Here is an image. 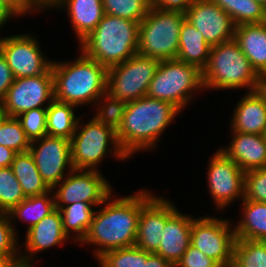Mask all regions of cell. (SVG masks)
Returning <instances> with one entry per match:
<instances>
[{
	"label": "cell",
	"mask_w": 266,
	"mask_h": 267,
	"mask_svg": "<svg viewBox=\"0 0 266 267\" xmlns=\"http://www.w3.org/2000/svg\"><path fill=\"white\" fill-rule=\"evenodd\" d=\"M133 194L122 198L111 194L101 204L104 207L94 211L88 232L79 244L96 245V259L107 251L135 245L141 207L153 194L145 189Z\"/></svg>",
	"instance_id": "1"
},
{
	"label": "cell",
	"mask_w": 266,
	"mask_h": 267,
	"mask_svg": "<svg viewBox=\"0 0 266 267\" xmlns=\"http://www.w3.org/2000/svg\"><path fill=\"white\" fill-rule=\"evenodd\" d=\"M180 112L175 105L147 95L127 102L116 130L120 148L128 158L142 150L154 149L161 134Z\"/></svg>",
	"instance_id": "2"
},
{
	"label": "cell",
	"mask_w": 266,
	"mask_h": 267,
	"mask_svg": "<svg viewBox=\"0 0 266 267\" xmlns=\"http://www.w3.org/2000/svg\"><path fill=\"white\" fill-rule=\"evenodd\" d=\"M78 59L52 62L54 98L76 107L96 104L107 91L108 68L80 51Z\"/></svg>",
	"instance_id": "3"
},
{
	"label": "cell",
	"mask_w": 266,
	"mask_h": 267,
	"mask_svg": "<svg viewBox=\"0 0 266 267\" xmlns=\"http://www.w3.org/2000/svg\"><path fill=\"white\" fill-rule=\"evenodd\" d=\"M139 22L105 14L80 51L109 68L138 53Z\"/></svg>",
	"instance_id": "4"
},
{
	"label": "cell",
	"mask_w": 266,
	"mask_h": 267,
	"mask_svg": "<svg viewBox=\"0 0 266 267\" xmlns=\"http://www.w3.org/2000/svg\"><path fill=\"white\" fill-rule=\"evenodd\" d=\"M259 77L234 39L212 46L202 70L205 91L242 87H246V91L257 90Z\"/></svg>",
	"instance_id": "5"
},
{
	"label": "cell",
	"mask_w": 266,
	"mask_h": 267,
	"mask_svg": "<svg viewBox=\"0 0 266 267\" xmlns=\"http://www.w3.org/2000/svg\"><path fill=\"white\" fill-rule=\"evenodd\" d=\"M185 19L184 12L150 7L140 21L138 53L159 61L177 59L179 33Z\"/></svg>",
	"instance_id": "6"
},
{
	"label": "cell",
	"mask_w": 266,
	"mask_h": 267,
	"mask_svg": "<svg viewBox=\"0 0 266 267\" xmlns=\"http://www.w3.org/2000/svg\"><path fill=\"white\" fill-rule=\"evenodd\" d=\"M80 122L79 118L71 139V163L74 169L98 170L107 153H111L118 161L128 159L120 148L113 128L95 117L86 123Z\"/></svg>",
	"instance_id": "7"
},
{
	"label": "cell",
	"mask_w": 266,
	"mask_h": 267,
	"mask_svg": "<svg viewBox=\"0 0 266 267\" xmlns=\"http://www.w3.org/2000/svg\"><path fill=\"white\" fill-rule=\"evenodd\" d=\"M199 90H205L202 71L178 59H169L159 62L147 96L169 102L182 111Z\"/></svg>",
	"instance_id": "8"
},
{
	"label": "cell",
	"mask_w": 266,
	"mask_h": 267,
	"mask_svg": "<svg viewBox=\"0 0 266 267\" xmlns=\"http://www.w3.org/2000/svg\"><path fill=\"white\" fill-rule=\"evenodd\" d=\"M159 62L136 53L125 62L109 67L106 92L125 102L146 96Z\"/></svg>",
	"instance_id": "9"
},
{
	"label": "cell",
	"mask_w": 266,
	"mask_h": 267,
	"mask_svg": "<svg viewBox=\"0 0 266 267\" xmlns=\"http://www.w3.org/2000/svg\"><path fill=\"white\" fill-rule=\"evenodd\" d=\"M103 177L100 170L72 169L52 190L56 208L84 202L101 207V204L111 195L112 186ZM56 189V191H54Z\"/></svg>",
	"instance_id": "10"
},
{
	"label": "cell",
	"mask_w": 266,
	"mask_h": 267,
	"mask_svg": "<svg viewBox=\"0 0 266 267\" xmlns=\"http://www.w3.org/2000/svg\"><path fill=\"white\" fill-rule=\"evenodd\" d=\"M228 219L212 216L194 218L191 225L190 244L215 260L221 267H231L235 231Z\"/></svg>",
	"instance_id": "11"
},
{
	"label": "cell",
	"mask_w": 266,
	"mask_h": 267,
	"mask_svg": "<svg viewBox=\"0 0 266 267\" xmlns=\"http://www.w3.org/2000/svg\"><path fill=\"white\" fill-rule=\"evenodd\" d=\"M211 158L207 167L208 190L215 210L222 211L236 199H244L245 172L219 149Z\"/></svg>",
	"instance_id": "12"
},
{
	"label": "cell",
	"mask_w": 266,
	"mask_h": 267,
	"mask_svg": "<svg viewBox=\"0 0 266 267\" xmlns=\"http://www.w3.org/2000/svg\"><path fill=\"white\" fill-rule=\"evenodd\" d=\"M54 99V78L50 68L45 74L15 78L2 103L9 117H17L34 108H47Z\"/></svg>",
	"instance_id": "13"
},
{
	"label": "cell",
	"mask_w": 266,
	"mask_h": 267,
	"mask_svg": "<svg viewBox=\"0 0 266 267\" xmlns=\"http://www.w3.org/2000/svg\"><path fill=\"white\" fill-rule=\"evenodd\" d=\"M34 35L17 34L0 37V52L6 58L15 78L45 74L53 60L45 58Z\"/></svg>",
	"instance_id": "14"
},
{
	"label": "cell",
	"mask_w": 266,
	"mask_h": 267,
	"mask_svg": "<svg viewBox=\"0 0 266 267\" xmlns=\"http://www.w3.org/2000/svg\"><path fill=\"white\" fill-rule=\"evenodd\" d=\"M29 152L34 158L42 180L50 189L59 184L73 169L71 140L67 138L45 135L31 141Z\"/></svg>",
	"instance_id": "15"
},
{
	"label": "cell",
	"mask_w": 266,
	"mask_h": 267,
	"mask_svg": "<svg viewBox=\"0 0 266 267\" xmlns=\"http://www.w3.org/2000/svg\"><path fill=\"white\" fill-rule=\"evenodd\" d=\"M188 20L200 30L210 47L234 39L235 24L212 0H197L185 12Z\"/></svg>",
	"instance_id": "16"
},
{
	"label": "cell",
	"mask_w": 266,
	"mask_h": 267,
	"mask_svg": "<svg viewBox=\"0 0 266 267\" xmlns=\"http://www.w3.org/2000/svg\"><path fill=\"white\" fill-rule=\"evenodd\" d=\"M169 199L152 195L141 207L135 245L155 253L161 243L166 220L177 210Z\"/></svg>",
	"instance_id": "17"
},
{
	"label": "cell",
	"mask_w": 266,
	"mask_h": 267,
	"mask_svg": "<svg viewBox=\"0 0 266 267\" xmlns=\"http://www.w3.org/2000/svg\"><path fill=\"white\" fill-rule=\"evenodd\" d=\"M69 239L64 232L60 211L56 208L52 213L42 218L37 224L26 230L25 254L20 253V259L33 263L35 254L54 246H62ZM27 253V254H26Z\"/></svg>",
	"instance_id": "18"
},
{
	"label": "cell",
	"mask_w": 266,
	"mask_h": 267,
	"mask_svg": "<svg viewBox=\"0 0 266 267\" xmlns=\"http://www.w3.org/2000/svg\"><path fill=\"white\" fill-rule=\"evenodd\" d=\"M232 140L221 150L244 172L266 167V136L232 132Z\"/></svg>",
	"instance_id": "19"
},
{
	"label": "cell",
	"mask_w": 266,
	"mask_h": 267,
	"mask_svg": "<svg viewBox=\"0 0 266 267\" xmlns=\"http://www.w3.org/2000/svg\"><path fill=\"white\" fill-rule=\"evenodd\" d=\"M53 7L67 9L78 43L96 28L105 15L102 0H45V8Z\"/></svg>",
	"instance_id": "20"
},
{
	"label": "cell",
	"mask_w": 266,
	"mask_h": 267,
	"mask_svg": "<svg viewBox=\"0 0 266 267\" xmlns=\"http://www.w3.org/2000/svg\"><path fill=\"white\" fill-rule=\"evenodd\" d=\"M193 219V216L182 214L177 209L165 222L161 243L155 254L175 267L190 246Z\"/></svg>",
	"instance_id": "21"
},
{
	"label": "cell",
	"mask_w": 266,
	"mask_h": 267,
	"mask_svg": "<svg viewBox=\"0 0 266 267\" xmlns=\"http://www.w3.org/2000/svg\"><path fill=\"white\" fill-rule=\"evenodd\" d=\"M230 132L266 134V100L258 91H248L234 108Z\"/></svg>",
	"instance_id": "22"
},
{
	"label": "cell",
	"mask_w": 266,
	"mask_h": 267,
	"mask_svg": "<svg viewBox=\"0 0 266 267\" xmlns=\"http://www.w3.org/2000/svg\"><path fill=\"white\" fill-rule=\"evenodd\" d=\"M234 40L256 73L266 74V21L236 26Z\"/></svg>",
	"instance_id": "23"
},
{
	"label": "cell",
	"mask_w": 266,
	"mask_h": 267,
	"mask_svg": "<svg viewBox=\"0 0 266 267\" xmlns=\"http://www.w3.org/2000/svg\"><path fill=\"white\" fill-rule=\"evenodd\" d=\"M210 49L200 30L185 19L179 33L177 59L202 71L207 65Z\"/></svg>",
	"instance_id": "24"
},
{
	"label": "cell",
	"mask_w": 266,
	"mask_h": 267,
	"mask_svg": "<svg viewBox=\"0 0 266 267\" xmlns=\"http://www.w3.org/2000/svg\"><path fill=\"white\" fill-rule=\"evenodd\" d=\"M241 219L233 226L236 239L266 241V203L242 200Z\"/></svg>",
	"instance_id": "25"
},
{
	"label": "cell",
	"mask_w": 266,
	"mask_h": 267,
	"mask_svg": "<svg viewBox=\"0 0 266 267\" xmlns=\"http://www.w3.org/2000/svg\"><path fill=\"white\" fill-rule=\"evenodd\" d=\"M11 168L25 197L43 195L51 190L42 180L34 158L29 151L17 153Z\"/></svg>",
	"instance_id": "26"
},
{
	"label": "cell",
	"mask_w": 266,
	"mask_h": 267,
	"mask_svg": "<svg viewBox=\"0 0 266 267\" xmlns=\"http://www.w3.org/2000/svg\"><path fill=\"white\" fill-rule=\"evenodd\" d=\"M56 209L53 190L43 195L26 197L18 205L14 206L6 213L11 220H22L27 222V229L37 224L42 218L52 213Z\"/></svg>",
	"instance_id": "27"
},
{
	"label": "cell",
	"mask_w": 266,
	"mask_h": 267,
	"mask_svg": "<svg viewBox=\"0 0 266 267\" xmlns=\"http://www.w3.org/2000/svg\"><path fill=\"white\" fill-rule=\"evenodd\" d=\"M74 108L78 107L54 99L47 107V135L71 140L80 118Z\"/></svg>",
	"instance_id": "28"
},
{
	"label": "cell",
	"mask_w": 266,
	"mask_h": 267,
	"mask_svg": "<svg viewBox=\"0 0 266 267\" xmlns=\"http://www.w3.org/2000/svg\"><path fill=\"white\" fill-rule=\"evenodd\" d=\"M92 207L94 206L89 203L76 202L59 209L64 232L69 238L72 236L70 234L74 232L73 234L76 236L72 238L75 243H80L88 232L94 214Z\"/></svg>",
	"instance_id": "29"
},
{
	"label": "cell",
	"mask_w": 266,
	"mask_h": 267,
	"mask_svg": "<svg viewBox=\"0 0 266 267\" xmlns=\"http://www.w3.org/2000/svg\"><path fill=\"white\" fill-rule=\"evenodd\" d=\"M232 18L235 26L266 21V8L255 0H212Z\"/></svg>",
	"instance_id": "30"
},
{
	"label": "cell",
	"mask_w": 266,
	"mask_h": 267,
	"mask_svg": "<svg viewBox=\"0 0 266 267\" xmlns=\"http://www.w3.org/2000/svg\"><path fill=\"white\" fill-rule=\"evenodd\" d=\"M231 267H266V241L236 239Z\"/></svg>",
	"instance_id": "31"
},
{
	"label": "cell",
	"mask_w": 266,
	"mask_h": 267,
	"mask_svg": "<svg viewBox=\"0 0 266 267\" xmlns=\"http://www.w3.org/2000/svg\"><path fill=\"white\" fill-rule=\"evenodd\" d=\"M22 188L11 166L0 168V213H8L25 199Z\"/></svg>",
	"instance_id": "32"
},
{
	"label": "cell",
	"mask_w": 266,
	"mask_h": 267,
	"mask_svg": "<svg viewBox=\"0 0 266 267\" xmlns=\"http://www.w3.org/2000/svg\"><path fill=\"white\" fill-rule=\"evenodd\" d=\"M102 5L105 14L139 23L151 7L148 0H102Z\"/></svg>",
	"instance_id": "33"
},
{
	"label": "cell",
	"mask_w": 266,
	"mask_h": 267,
	"mask_svg": "<svg viewBox=\"0 0 266 267\" xmlns=\"http://www.w3.org/2000/svg\"><path fill=\"white\" fill-rule=\"evenodd\" d=\"M0 145L11 148L17 153L29 151L30 139L16 117H9L0 125Z\"/></svg>",
	"instance_id": "34"
},
{
	"label": "cell",
	"mask_w": 266,
	"mask_h": 267,
	"mask_svg": "<svg viewBox=\"0 0 266 267\" xmlns=\"http://www.w3.org/2000/svg\"><path fill=\"white\" fill-rule=\"evenodd\" d=\"M98 107L94 117L106 126L113 128L115 131L121 124L127 102L110 96L107 92L97 101Z\"/></svg>",
	"instance_id": "35"
},
{
	"label": "cell",
	"mask_w": 266,
	"mask_h": 267,
	"mask_svg": "<svg viewBox=\"0 0 266 267\" xmlns=\"http://www.w3.org/2000/svg\"><path fill=\"white\" fill-rule=\"evenodd\" d=\"M13 221L7 214L0 213V257L9 258L12 262L20 259L21 252Z\"/></svg>",
	"instance_id": "36"
},
{
	"label": "cell",
	"mask_w": 266,
	"mask_h": 267,
	"mask_svg": "<svg viewBox=\"0 0 266 267\" xmlns=\"http://www.w3.org/2000/svg\"><path fill=\"white\" fill-rule=\"evenodd\" d=\"M16 118L30 141L47 135V108H34Z\"/></svg>",
	"instance_id": "37"
},
{
	"label": "cell",
	"mask_w": 266,
	"mask_h": 267,
	"mask_svg": "<svg viewBox=\"0 0 266 267\" xmlns=\"http://www.w3.org/2000/svg\"><path fill=\"white\" fill-rule=\"evenodd\" d=\"M100 267H139V248L136 245L113 249L98 259Z\"/></svg>",
	"instance_id": "38"
},
{
	"label": "cell",
	"mask_w": 266,
	"mask_h": 267,
	"mask_svg": "<svg viewBox=\"0 0 266 267\" xmlns=\"http://www.w3.org/2000/svg\"><path fill=\"white\" fill-rule=\"evenodd\" d=\"M244 199L266 203V167L245 172Z\"/></svg>",
	"instance_id": "39"
},
{
	"label": "cell",
	"mask_w": 266,
	"mask_h": 267,
	"mask_svg": "<svg viewBox=\"0 0 266 267\" xmlns=\"http://www.w3.org/2000/svg\"><path fill=\"white\" fill-rule=\"evenodd\" d=\"M175 267H221L215 260L207 257L196 247L190 246Z\"/></svg>",
	"instance_id": "40"
},
{
	"label": "cell",
	"mask_w": 266,
	"mask_h": 267,
	"mask_svg": "<svg viewBox=\"0 0 266 267\" xmlns=\"http://www.w3.org/2000/svg\"><path fill=\"white\" fill-rule=\"evenodd\" d=\"M8 8H10L17 16H23L28 13H37L42 9H45L44 0H0ZM35 11V12H34Z\"/></svg>",
	"instance_id": "41"
},
{
	"label": "cell",
	"mask_w": 266,
	"mask_h": 267,
	"mask_svg": "<svg viewBox=\"0 0 266 267\" xmlns=\"http://www.w3.org/2000/svg\"><path fill=\"white\" fill-rule=\"evenodd\" d=\"M14 75L8 66L6 58L0 52V101L4 99L8 89L14 82Z\"/></svg>",
	"instance_id": "42"
},
{
	"label": "cell",
	"mask_w": 266,
	"mask_h": 267,
	"mask_svg": "<svg viewBox=\"0 0 266 267\" xmlns=\"http://www.w3.org/2000/svg\"><path fill=\"white\" fill-rule=\"evenodd\" d=\"M139 267H174L162 256L139 248Z\"/></svg>",
	"instance_id": "43"
},
{
	"label": "cell",
	"mask_w": 266,
	"mask_h": 267,
	"mask_svg": "<svg viewBox=\"0 0 266 267\" xmlns=\"http://www.w3.org/2000/svg\"><path fill=\"white\" fill-rule=\"evenodd\" d=\"M197 0H154L151 7L162 10L186 12L190 5Z\"/></svg>",
	"instance_id": "44"
},
{
	"label": "cell",
	"mask_w": 266,
	"mask_h": 267,
	"mask_svg": "<svg viewBox=\"0 0 266 267\" xmlns=\"http://www.w3.org/2000/svg\"><path fill=\"white\" fill-rule=\"evenodd\" d=\"M16 154L11 148L0 145V168L11 166Z\"/></svg>",
	"instance_id": "45"
},
{
	"label": "cell",
	"mask_w": 266,
	"mask_h": 267,
	"mask_svg": "<svg viewBox=\"0 0 266 267\" xmlns=\"http://www.w3.org/2000/svg\"><path fill=\"white\" fill-rule=\"evenodd\" d=\"M14 16L17 17L10 8L0 2V30L3 28L2 26H4L5 23L7 24V21L12 17L14 18Z\"/></svg>",
	"instance_id": "46"
},
{
	"label": "cell",
	"mask_w": 266,
	"mask_h": 267,
	"mask_svg": "<svg viewBox=\"0 0 266 267\" xmlns=\"http://www.w3.org/2000/svg\"><path fill=\"white\" fill-rule=\"evenodd\" d=\"M266 100V74H263L259 77V84L257 89Z\"/></svg>",
	"instance_id": "47"
},
{
	"label": "cell",
	"mask_w": 266,
	"mask_h": 267,
	"mask_svg": "<svg viewBox=\"0 0 266 267\" xmlns=\"http://www.w3.org/2000/svg\"><path fill=\"white\" fill-rule=\"evenodd\" d=\"M35 263L24 261V260H16L11 262L7 267H34Z\"/></svg>",
	"instance_id": "48"
},
{
	"label": "cell",
	"mask_w": 266,
	"mask_h": 267,
	"mask_svg": "<svg viewBox=\"0 0 266 267\" xmlns=\"http://www.w3.org/2000/svg\"><path fill=\"white\" fill-rule=\"evenodd\" d=\"M6 110L4 109L2 101H0V125L7 118Z\"/></svg>",
	"instance_id": "49"
},
{
	"label": "cell",
	"mask_w": 266,
	"mask_h": 267,
	"mask_svg": "<svg viewBox=\"0 0 266 267\" xmlns=\"http://www.w3.org/2000/svg\"><path fill=\"white\" fill-rule=\"evenodd\" d=\"M12 261L6 257H0V267H7Z\"/></svg>",
	"instance_id": "50"
},
{
	"label": "cell",
	"mask_w": 266,
	"mask_h": 267,
	"mask_svg": "<svg viewBox=\"0 0 266 267\" xmlns=\"http://www.w3.org/2000/svg\"><path fill=\"white\" fill-rule=\"evenodd\" d=\"M266 8V0H255Z\"/></svg>",
	"instance_id": "51"
}]
</instances>
